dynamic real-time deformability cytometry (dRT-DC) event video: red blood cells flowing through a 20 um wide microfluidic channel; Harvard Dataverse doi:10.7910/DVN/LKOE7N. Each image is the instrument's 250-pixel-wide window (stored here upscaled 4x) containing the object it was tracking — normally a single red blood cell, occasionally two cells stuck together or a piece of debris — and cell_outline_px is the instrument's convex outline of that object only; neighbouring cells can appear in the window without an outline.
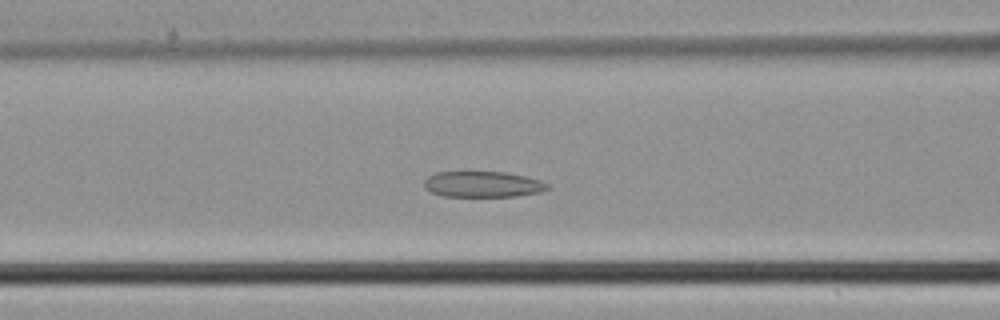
{"species": "common noctule bat (a hibernating species)", "species_latin": "Nyctalus noctula", "temperature_condition": "cold", "stored_images_in_passage": 43, "camera_frame_rate_fps": 3000, "um_per_image_px": 0.085, "animal": {"sex": "male", "body_mass_g": 21.5, "forearm_length_mm": 52.0}, "frame": {"image": 1, "passage_image": 16, "time_ms": 5.0, "image_size_px": [1000, 320], "cell_outline_px": [[552, 188], [540, 192], [516, 196], [444, 196], [432, 192], [424, 188], [424, 180], [428, 176], [436, 172], [504, 172], [524, 176], [540, 180], [548, 184]], "centroid_in_image_um": [41.04, 15.66], "position_along_channel_um": 125.6, "area_um2": 18.55}}
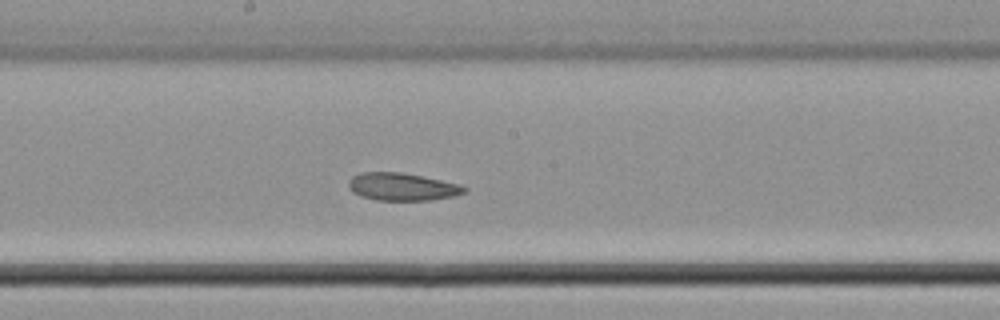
{"frame": {"image": 2, "passage_image": 22, "time_ms": 7.0, "image_size_px": [1000, 320], "cell_outline_px": [[468, 192], [452, 196], [432, 200], [376, 200], [360, 196], [352, 192], [348, 188], [348, 180], [352, 176], [360, 172], [400, 172], [460, 184], [468, 188]], "centroid_in_image_um": [34.16, 15.88], "position_along_channel_um": 214.0, "area_um2": 18.73}}
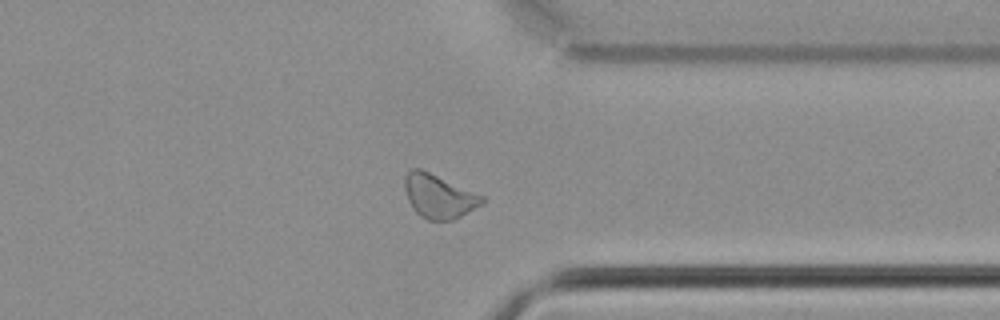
{"frame": {"image": 3, "passage_image": 33, "time_ms": 10.667, "image_size_px": [1000, 320], "cell_outline_px": [[484, 200], [480, 204], [460, 216], [452, 220], [428, 220], [420, 216], [416, 212], [408, 200], [404, 188], [404, 176], [412, 168], [420, 168], [484, 196]], "centroid_in_image_um": [37.25, 16.67], "position_along_channel_um": 374.2, "area_um2": 19.42}}